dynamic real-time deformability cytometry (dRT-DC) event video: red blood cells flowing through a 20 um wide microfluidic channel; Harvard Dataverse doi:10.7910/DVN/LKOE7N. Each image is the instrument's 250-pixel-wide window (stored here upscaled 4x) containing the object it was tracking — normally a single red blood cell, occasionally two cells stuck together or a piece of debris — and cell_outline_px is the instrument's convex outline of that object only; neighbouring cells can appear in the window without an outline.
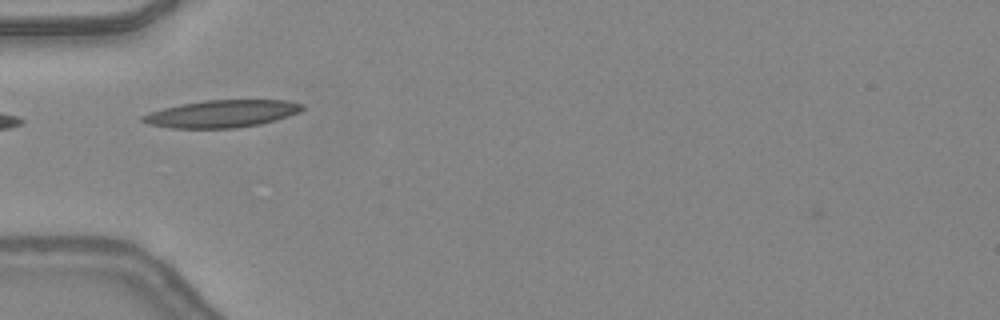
{"species": "common noctule bat (a hibernating species)", "species_latin": "Nyctalus noctula", "temperature_condition": "warm", "stored_images_in_passage": 6, "camera_frame_rate_fps": 3000, "um_per_image_px": 0.085, "animal": {"sex": "female", "body_mass_g": 24.6, "forearm_length_mm": 56.2}, "frame": {"image": 1, "passage_image": 1, "time_ms": 0.0, "image_size_px": [1000, 320], "cell_outline_px": [[304, 108], [300, 112], [288, 116], [260, 124], [236, 128], [172, 128], [148, 124], [140, 120], [140, 116], [164, 108], [180, 104], [204, 100], [284, 100], [304, 104]], "centroid_in_image_um": [18.86, 9.67], "position_along_channel_um": 66.1, "area_um2": 25.37}}